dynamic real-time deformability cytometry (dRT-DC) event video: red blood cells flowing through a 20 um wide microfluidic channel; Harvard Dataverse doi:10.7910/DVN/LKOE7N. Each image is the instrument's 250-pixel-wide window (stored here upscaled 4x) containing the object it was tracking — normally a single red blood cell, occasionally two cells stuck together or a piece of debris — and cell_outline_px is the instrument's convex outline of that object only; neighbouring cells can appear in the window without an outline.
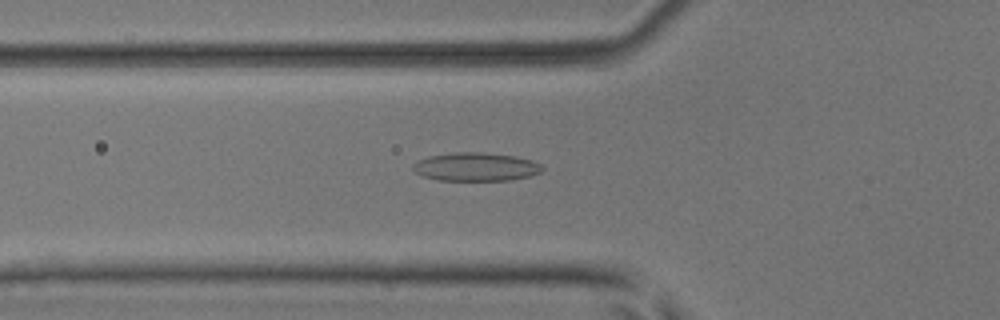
{"species": "common noctule bat (a hibernating species)", "species_latin": "Nyctalus noctula", "temperature_condition": "room temperature", "stored_images_in_passage": 37, "camera_frame_rate_fps": 3000, "um_per_image_px": 0.085, "animal": {"sex": "male", "body_mass_g": 17.9, "forearm_length_mm": 54.2}, "frame": {"image": 1, "passage_image": 5, "time_ms": 1.333, "image_size_px": [1000, 320], "cell_outline_px": [[544, 168], [540, 172], [528, 176], [508, 180], [440, 180], [424, 176], [416, 172], [412, 168], [412, 164], [428, 156], [456, 152], [480, 152], [516, 156], [532, 160], [540, 164]], "centroid_in_image_um": [40.45, 14.17], "position_along_channel_um": 85.3, "area_um2": 21.21}}
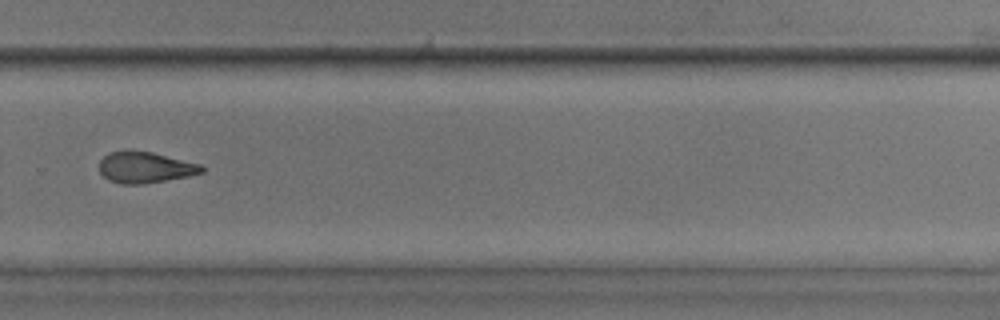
{"frame": {"image": 2, "passage_image": 22, "time_ms": 7.0, "image_size_px": [1000, 320], "cell_outline_px": [[204, 172], [188, 176], [140, 184], [120, 184], [108, 180], [100, 172], [100, 160], [108, 152], [128, 148], [152, 152], [200, 164], [204, 168]], "centroid_in_image_um": [12.29, 14.2], "position_along_channel_um": 317.5, "area_um2": 18.79}}
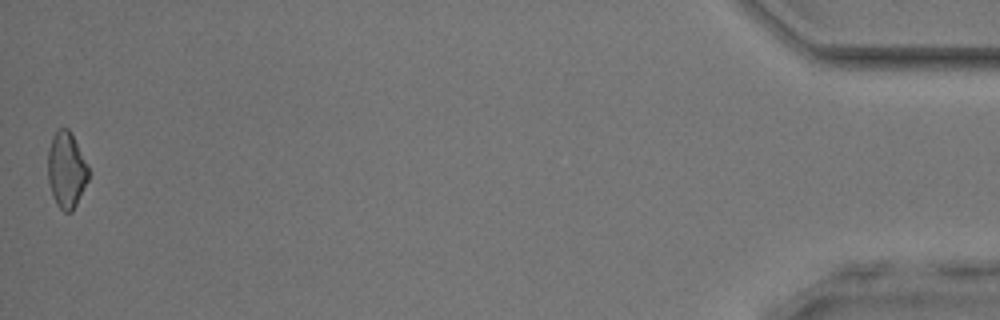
{"frame": {"image": 3, "passage_image": 37, "time_ms": 12.0, "image_size_px": [1000, 320], "cell_outline_px": [[88, 180], [72, 212], [64, 212], [56, 204], [52, 196], [48, 180], [48, 148], [52, 136], [60, 128], [68, 128], [88, 168]], "centroid_in_image_um": [5.61, 14.48], "position_along_channel_um": 429.6, "area_um2": 17.63}, "authors_computed_cell_mechanics": {"area_um2": 18.9006, "velocity_mm_per_s": 4.1006, "shape_relaxation_time_tau1_ms": null, "shape_relaxation_time_tau2_ms": 3.2941, "deformation_change_tau1": null, "deformation_change_tau2": 0.1085}}